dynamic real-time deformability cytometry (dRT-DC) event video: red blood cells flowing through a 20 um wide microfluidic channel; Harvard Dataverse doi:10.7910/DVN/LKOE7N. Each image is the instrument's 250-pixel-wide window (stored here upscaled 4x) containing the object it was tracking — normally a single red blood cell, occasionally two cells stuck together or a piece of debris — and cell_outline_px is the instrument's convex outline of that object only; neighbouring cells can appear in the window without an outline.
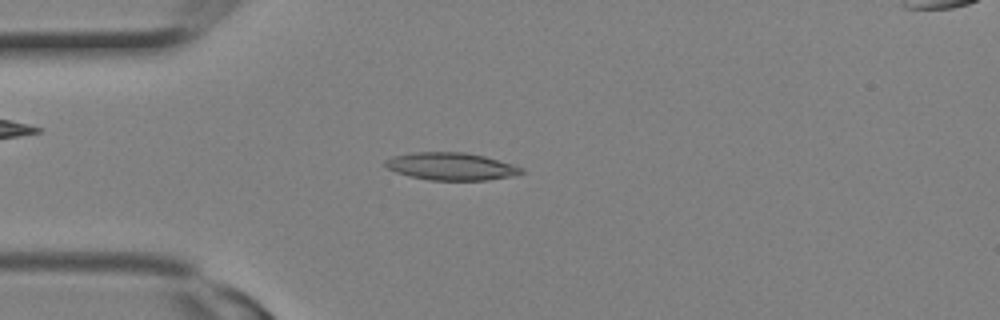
{"species": "Egyptian fruit bat (a non-hibernating species)", "species_latin": "Rousettus aegyptiacus", "temperature_condition": "room temperature", "stored_images_in_passage": 11, "camera_frame_rate_fps": 3000, "um_per_image_px": 0.085, "animal": {"sex": "female"}, "frame": {"image": 1, "passage_image": 7, "time_ms": 2.0, "image_size_px": [1000, 320], "cell_outline_px": [[524, 172], [516, 176], [488, 180], [428, 180], [408, 176], [396, 172], [388, 168], [384, 164], [384, 160], [392, 156], [412, 152], [468, 152], [484, 156], [512, 164], [524, 168]], "centroid_in_image_um": [38.35, 14.14], "position_along_channel_um": 46.6, "area_um2": 22.08}}
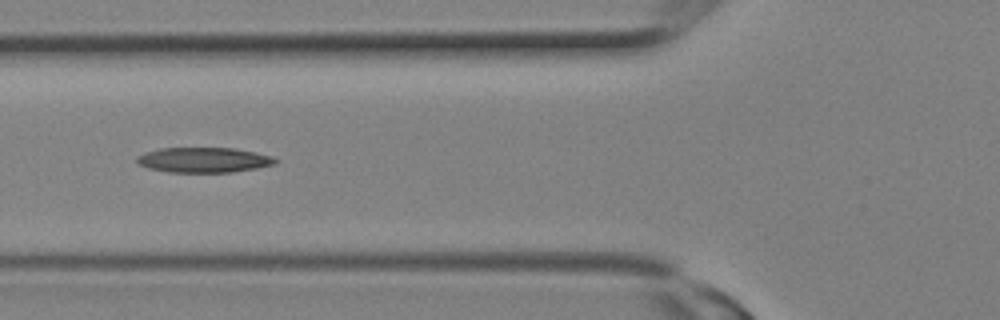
{"frame": {"image": 2, "passage_image": 10, "time_ms": 3.0, "image_size_px": [1000, 320], "cell_outline_px": [[280, 160], [276, 164], [256, 168], [232, 172], [168, 172], [148, 168], [136, 164], [136, 156], [144, 152], [160, 148], [236, 148], [256, 152], [272, 156]], "centroid_in_image_um": [17.31, 13.59], "position_along_channel_um": 108.5, "area_um2": 20.52}}